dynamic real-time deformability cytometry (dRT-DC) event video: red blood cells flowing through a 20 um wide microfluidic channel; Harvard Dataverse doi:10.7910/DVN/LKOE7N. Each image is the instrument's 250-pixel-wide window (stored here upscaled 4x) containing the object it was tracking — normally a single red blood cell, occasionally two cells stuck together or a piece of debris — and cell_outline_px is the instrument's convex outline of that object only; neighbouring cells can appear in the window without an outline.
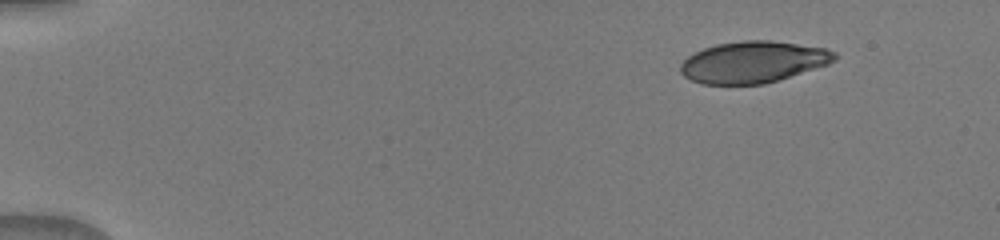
{"species": "human", "species_latin": "Homo sapiens", "temperature_condition": "warm", "stored_images_in_passage": 9, "camera_frame_rate_fps": 3000, "um_per_image_px": 0.085, "donor": {"sex": "male"}, "frame": {"image": 1, "passage_image": 1, "time_ms": 0.0, "image_size_px": [1000, 240], "cell_outline_px": [[836, 60], [828, 64], [764, 84], [700, 84], [684, 76], [680, 72], [680, 64], [688, 56], [704, 48], [716, 44], [744, 40], [772, 40], [824, 48], [836, 52]], "centroid_in_image_um": [64.0, 5.27], "position_along_channel_um": 21.0, "area_um2": 37.11}}
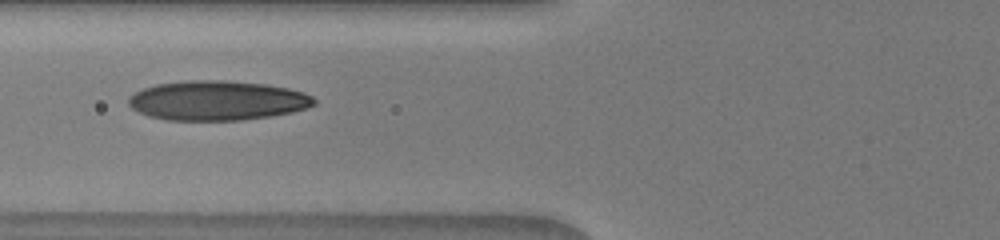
{"frame": {"image": 2, "passage_image": 7, "time_ms": 5.0, "image_size_px": [1000, 240], "cell_outline_px": [[316, 104], [292, 112], [268, 116], [240, 120], [168, 120], [148, 116], [132, 108], [128, 104], [128, 96], [144, 88], [156, 84], [184, 80], [224, 80], [268, 84], [288, 88], [304, 92], [312, 96], [316, 100]], "centroid_in_image_um": [18.46, 8.53], "position_along_channel_um": 107.3, "area_um2": 42.89}}
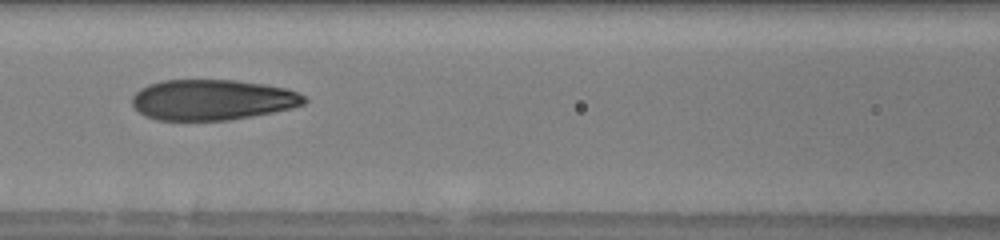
{"frame": {"image": 3, "passage_image": 8, "time_ms": 6.0, "image_size_px": [1000, 240], "cell_outline_px": [[308, 100], [304, 104], [292, 108], [252, 116], [228, 120], [156, 120], [144, 116], [132, 104], [132, 96], [140, 88], [148, 84], [164, 80], [236, 80], [264, 84], [288, 88], [304, 96]], "centroid_in_image_um": [18.04, 8.48], "position_along_channel_um": 148.6, "area_um2": 40.81}}